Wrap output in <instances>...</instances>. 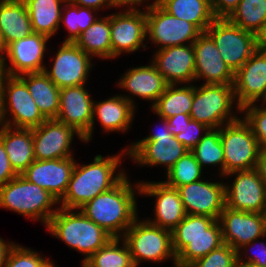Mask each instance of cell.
I'll list each match as a JSON object with an SVG mask.
<instances>
[{"instance_id":"1","label":"cell","mask_w":266,"mask_h":267,"mask_svg":"<svg viewBox=\"0 0 266 267\" xmlns=\"http://www.w3.org/2000/svg\"><path fill=\"white\" fill-rule=\"evenodd\" d=\"M122 155L128 156L127 149L118 155H101L94 157V162L85 165L75 163L71 179L59 207L80 209L97 195L110 190L117 185L126 173L122 170L115 173L121 165ZM115 174V175H114Z\"/></svg>"},{"instance_id":"2","label":"cell","mask_w":266,"mask_h":267,"mask_svg":"<svg viewBox=\"0 0 266 267\" xmlns=\"http://www.w3.org/2000/svg\"><path fill=\"white\" fill-rule=\"evenodd\" d=\"M133 186L126 175L117 185L97 195L80 210L112 237L121 238L138 218L135 195L140 194V186L139 183H136L135 189Z\"/></svg>"},{"instance_id":"3","label":"cell","mask_w":266,"mask_h":267,"mask_svg":"<svg viewBox=\"0 0 266 267\" xmlns=\"http://www.w3.org/2000/svg\"><path fill=\"white\" fill-rule=\"evenodd\" d=\"M48 232L84 255V263L112 236L79 209L58 207L47 226Z\"/></svg>"},{"instance_id":"4","label":"cell","mask_w":266,"mask_h":267,"mask_svg":"<svg viewBox=\"0 0 266 267\" xmlns=\"http://www.w3.org/2000/svg\"><path fill=\"white\" fill-rule=\"evenodd\" d=\"M58 201L46 190L17 175L0 187V207L9 209L47 226L58 208ZM53 209V210H52Z\"/></svg>"},{"instance_id":"5","label":"cell","mask_w":266,"mask_h":267,"mask_svg":"<svg viewBox=\"0 0 266 267\" xmlns=\"http://www.w3.org/2000/svg\"><path fill=\"white\" fill-rule=\"evenodd\" d=\"M138 219L121 237L129 248L135 267L139 266L142 260L161 263L169 258H172L176 267L171 231L155 226L148 220Z\"/></svg>"},{"instance_id":"6","label":"cell","mask_w":266,"mask_h":267,"mask_svg":"<svg viewBox=\"0 0 266 267\" xmlns=\"http://www.w3.org/2000/svg\"><path fill=\"white\" fill-rule=\"evenodd\" d=\"M234 102L236 104L232 85L201 84L197 87L193 84L190 117L210 129H219L239 118L232 111Z\"/></svg>"},{"instance_id":"7","label":"cell","mask_w":266,"mask_h":267,"mask_svg":"<svg viewBox=\"0 0 266 267\" xmlns=\"http://www.w3.org/2000/svg\"><path fill=\"white\" fill-rule=\"evenodd\" d=\"M0 87L4 125L13 128L32 129L47 120L38 109L27 85L18 76L0 73ZM8 112L11 114V120L6 117Z\"/></svg>"},{"instance_id":"8","label":"cell","mask_w":266,"mask_h":267,"mask_svg":"<svg viewBox=\"0 0 266 267\" xmlns=\"http://www.w3.org/2000/svg\"><path fill=\"white\" fill-rule=\"evenodd\" d=\"M220 139L224 152V175L256 169L261 147L244 118L224 124L220 128Z\"/></svg>"},{"instance_id":"9","label":"cell","mask_w":266,"mask_h":267,"mask_svg":"<svg viewBox=\"0 0 266 267\" xmlns=\"http://www.w3.org/2000/svg\"><path fill=\"white\" fill-rule=\"evenodd\" d=\"M205 32L212 38L233 73L257 50V36L234 25L227 18H216Z\"/></svg>"},{"instance_id":"10","label":"cell","mask_w":266,"mask_h":267,"mask_svg":"<svg viewBox=\"0 0 266 267\" xmlns=\"http://www.w3.org/2000/svg\"><path fill=\"white\" fill-rule=\"evenodd\" d=\"M145 8L147 39L157 45L158 50L187 42L193 44L202 33L194 24L168 14L155 1Z\"/></svg>"},{"instance_id":"11","label":"cell","mask_w":266,"mask_h":267,"mask_svg":"<svg viewBox=\"0 0 266 267\" xmlns=\"http://www.w3.org/2000/svg\"><path fill=\"white\" fill-rule=\"evenodd\" d=\"M110 36L112 45V59L123 53H134L140 47L145 50L146 11L124 9L110 15Z\"/></svg>"},{"instance_id":"12","label":"cell","mask_w":266,"mask_h":267,"mask_svg":"<svg viewBox=\"0 0 266 267\" xmlns=\"http://www.w3.org/2000/svg\"><path fill=\"white\" fill-rule=\"evenodd\" d=\"M91 59L74 42H63L55 54L52 68L46 67L44 72L59 89L85 85L93 66Z\"/></svg>"},{"instance_id":"13","label":"cell","mask_w":266,"mask_h":267,"mask_svg":"<svg viewBox=\"0 0 266 267\" xmlns=\"http://www.w3.org/2000/svg\"><path fill=\"white\" fill-rule=\"evenodd\" d=\"M74 135L85 142L84 137L73 127L56 119H47L32 128L33 150L36 160L64 159L73 157L70 150Z\"/></svg>"},{"instance_id":"14","label":"cell","mask_w":266,"mask_h":267,"mask_svg":"<svg viewBox=\"0 0 266 267\" xmlns=\"http://www.w3.org/2000/svg\"><path fill=\"white\" fill-rule=\"evenodd\" d=\"M49 37L31 33L28 37L16 40L7 46L6 55L0 63V73L8 76H20L26 73L42 72L44 53ZM9 60L11 65L8 66ZM8 66V67H7Z\"/></svg>"},{"instance_id":"15","label":"cell","mask_w":266,"mask_h":267,"mask_svg":"<svg viewBox=\"0 0 266 267\" xmlns=\"http://www.w3.org/2000/svg\"><path fill=\"white\" fill-rule=\"evenodd\" d=\"M232 86L238 113L258 99L266 105V52L257 49L234 73Z\"/></svg>"},{"instance_id":"16","label":"cell","mask_w":266,"mask_h":267,"mask_svg":"<svg viewBox=\"0 0 266 267\" xmlns=\"http://www.w3.org/2000/svg\"><path fill=\"white\" fill-rule=\"evenodd\" d=\"M233 175L232 185L225 183V206L233 210L261 213L266 205V183L258 171H235L224 177Z\"/></svg>"},{"instance_id":"17","label":"cell","mask_w":266,"mask_h":267,"mask_svg":"<svg viewBox=\"0 0 266 267\" xmlns=\"http://www.w3.org/2000/svg\"><path fill=\"white\" fill-rule=\"evenodd\" d=\"M128 156L142 166H163L166 173L189 150L174 135L147 136L126 148Z\"/></svg>"},{"instance_id":"18","label":"cell","mask_w":266,"mask_h":267,"mask_svg":"<svg viewBox=\"0 0 266 267\" xmlns=\"http://www.w3.org/2000/svg\"><path fill=\"white\" fill-rule=\"evenodd\" d=\"M186 214L218 218L225 207V183L199 180L177 188Z\"/></svg>"},{"instance_id":"19","label":"cell","mask_w":266,"mask_h":267,"mask_svg":"<svg viewBox=\"0 0 266 267\" xmlns=\"http://www.w3.org/2000/svg\"><path fill=\"white\" fill-rule=\"evenodd\" d=\"M75 163L73 157L35 160L20 175L48 191L59 202L67 190Z\"/></svg>"},{"instance_id":"20","label":"cell","mask_w":266,"mask_h":267,"mask_svg":"<svg viewBox=\"0 0 266 267\" xmlns=\"http://www.w3.org/2000/svg\"><path fill=\"white\" fill-rule=\"evenodd\" d=\"M139 186L141 195L156 197L155 219H147L149 223L172 231L187 215L177 188L168 186L164 181H141Z\"/></svg>"},{"instance_id":"21","label":"cell","mask_w":266,"mask_h":267,"mask_svg":"<svg viewBox=\"0 0 266 267\" xmlns=\"http://www.w3.org/2000/svg\"><path fill=\"white\" fill-rule=\"evenodd\" d=\"M218 221L223 243L237 252L244 245L265 236L261 213L233 210L225 206Z\"/></svg>"},{"instance_id":"22","label":"cell","mask_w":266,"mask_h":267,"mask_svg":"<svg viewBox=\"0 0 266 267\" xmlns=\"http://www.w3.org/2000/svg\"><path fill=\"white\" fill-rule=\"evenodd\" d=\"M152 63L168 85L195 82V52L193 44L156 50Z\"/></svg>"},{"instance_id":"23","label":"cell","mask_w":266,"mask_h":267,"mask_svg":"<svg viewBox=\"0 0 266 267\" xmlns=\"http://www.w3.org/2000/svg\"><path fill=\"white\" fill-rule=\"evenodd\" d=\"M195 52V82L202 78L203 84L232 85L234 73L222 59L212 38L202 32L193 42Z\"/></svg>"},{"instance_id":"24","label":"cell","mask_w":266,"mask_h":267,"mask_svg":"<svg viewBox=\"0 0 266 267\" xmlns=\"http://www.w3.org/2000/svg\"><path fill=\"white\" fill-rule=\"evenodd\" d=\"M93 103L84 85L62 88L56 120L75 128L84 137L92 126Z\"/></svg>"},{"instance_id":"25","label":"cell","mask_w":266,"mask_h":267,"mask_svg":"<svg viewBox=\"0 0 266 267\" xmlns=\"http://www.w3.org/2000/svg\"><path fill=\"white\" fill-rule=\"evenodd\" d=\"M131 96L115 95L93 103V121L90 131L84 136L85 142L92 138L96 118L106 132L128 131L134 119L135 106ZM95 116H97L95 118Z\"/></svg>"},{"instance_id":"26","label":"cell","mask_w":266,"mask_h":267,"mask_svg":"<svg viewBox=\"0 0 266 267\" xmlns=\"http://www.w3.org/2000/svg\"><path fill=\"white\" fill-rule=\"evenodd\" d=\"M118 82L117 86L129 91L133 96L153 102L151 107L168 85L152 62L150 65L129 69Z\"/></svg>"},{"instance_id":"27","label":"cell","mask_w":266,"mask_h":267,"mask_svg":"<svg viewBox=\"0 0 266 267\" xmlns=\"http://www.w3.org/2000/svg\"><path fill=\"white\" fill-rule=\"evenodd\" d=\"M0 140L8 154L11 167L18 175L36 160L32 129L13 128L2 124Z\"/></svg>"},{"instance_id":"28","label":"cell","mask_w":266,"mask_h":267,"mask_svg":"<svg viewBox=\"0 0 266 267\" xmlns=\"http://www.w3.org/2000/svg\"><path fill=\"white\" fill-rule=\"evenodd\" d=\"M0 31L6 46L33 33L23 0H0Z\"/></svg>"},{"instance_id":"29","label":"cell","mask_w":266,"mask_h":267,"mask_svg":"<svg viewBox=\"0 0 266 267\" xmlns=\"http://www.w3.org/2000/svg\"><path fill=\"white\" fill-rule=\"evenodd\" d=\"M26 85L38 109L46 119H56L59 113L60 89L42 72L18 76Z\"/></svg>"},{"instance_id":"30","label":"cell","mask_w":266,"mask_h":267,"mask_svg":"<svg viewBox=\"0 0 266 267\" xmlns=\"http://www.w3.org/2000/svg\"><path fill=\"white\" fill-rule=\"evenodd\" d=\"M168 14L194 24L205 32L216 19L210 0H155Z\"/></svg>"},{"instance_id":"31","label":"cell","mask_w":266,"mask_h":267,"mask_svg":"<svg viewBox=\"0 0 266 267\" xmlns=\"http://www.w3.org/2000/svg\"><path fill=\"white\" fill-rule=\"evenodd\" d=\"M32 30L49 38L60 29V18L66 0H23ZM62 4V5H61Z\"/></svg>"},{"instance_id":"32","label":"cell","mask_w":266,"mask_h":267,"mask_svg":"<svg viewBox=\"0 0 266 267\" xmlns=\"http://www.w3.org/2000/svg\"><path fill=\"white\" fill-rule=\"evenodd\" d=\"M106 16L98 17L74 42L91 58L112 59L110 15Z\"/></svg>"},{"instance_id":"33","label":"cell","mask_w":266,"mask_h":267,"mask_svg":"<svg viewBox=\"0 0 266 267\" xmlns=\"http://www.w3.org/2000/svg\"><path fill=\"white\" fill-rule=\"evenodd\" d=\"M167 85L165 91L152 106L158 116L170 118L178 114H189L193 102V85Z\"/></svg>"},{"instance_id":"34","label":"cell","mask_w":266,"mask_h":267,"mask_svg":"<svg viewBox=\"0 0 266 267\" xmlns=\"http://www.w3.org/2000/svg\"><path fill=\"white\" fill-rule=\"evenodd\" d=\"M222 244V236L172 238V246L176 255V267H188L195 260L206 256Z\"/></svg>"},{"instance_id":"35","label":"cell","mask_w":266,"mask_h":267,"mask_svg":"<svg viewBox=\"0 0 266 267\" xmlns=\"http://www.w3.org/2000/svg\"><path fill=\"white\" fill-rule=\"evenodd\" d=\"M120 241L122 243H119ZM84 264L88 267H135L126 242L119 237H112Z\"/></svg>"},{"instance_id":"36","label":"cell","mask_w":266,"mask_h":267,"mask_svg":"<svg viewBox=\"0 0 266 267\" xmlns=\"http://www.w3.org/2000/svg\"><path fill=\"white\" fill-rule=\"evenodd\" d=\"M227 19L257 36L266 24V0H240Z\"/></svg>"},{"instance_id":"37","label":"cell","mask_w":266,"mask_h":267,"mask_svg":"<svg viewBox=\"0 0 266 267\" xmlns=\"http://www.w3.org/2000/svg\"><path fill=\"white\" fill-rule=\"evenodd\" d=\"M191 152L202 169L204 165H215V167L217 165L220 167V176L224 177V152L220 139V128L209 129Z\"/></svg>"},{"instance_id":"38","label":"cell","mask_w":266,"mask_h":267,"mask_svg":"<svg viewBox=\"0 0 266 267\" xmlns=\"http://www.w3.org/2000/svg\"><path fill=\"white\" fill-rule=\"evenodd\" d=\"M172 238H198L199 236H222L217 219L204 215L187 214L171 231Z\"/></svg>"},{"instance_id":"39","label":"cell","mask_w":266,"mask_h":267,"mask_svg":"<svg viewBox=\"0 0 266 267\" xmlns=\"http://www.w3.org/2000/svg\"><path fill=\"white\" fill-rule=\"evenodd\" d=\"M62 11L64 12L61 13L60 23L63 22L69 31L68 37L64 42H75L81 33L98 19L92 14L96 10L75 5L69 0H66L63 4Z\"/></svg>"},{"instance_id":"40","label":"cell","mask_w":266,"mask_h":267,"mask_svg":"<svg viewBox=\"0 0 266 267\" xmlns=\"http://www.w3.org/2000/svg\"><path fill=\"white\" fill-rule=\"evenodd\" d=\"M204 169L196 160L194 154L188 151L184 156L176 161L173 167L167 172L166 180L168 186L178 188L182 185L201 180Z\"/></svg>"},{"instance_id":"41","label":"cell","mask_w":266,"mask_h":267,"mask_svg":"<svg viewBox=\"0 0 266 267\" xmlns=\"http://www.w3.org/2000/svg\"><path fill=\"white\" fill-rule=\"evenodd\" d=\"M4 267H56L49 259L27 247L14 244Z\"/></svg>"},{"instance_id":"42","label":"cell","mask_w":266,"mask_h":267,"mask_svg":"<svg viewBox=\"0 0 266 267\" xmlns=\"http://www.w3.org/2000/svg\"><path fill=\"white\" fill-rule=\"evenodd\" d=\"M238 261V252L230 245L223 243L191 263L188 267H235Z\"/></svg>"},{"instance_id":"43","label":"cell","mask_w":266,"mask_h":267,"mask_svg":"<svg viewBox=\"0 0 266 267\" xmlns=\"http://www.w3.org/2000/svg\"><path fill=\"white\" fill-rule=\"evenodd\" d=\"M262 105L261 107L256 103L246 105L240 113H246L243 118L250 125L261 148L266 147V106Z\"/></svg>"},{"instance_id":"44","label":"cell","mask_w":266,"mask_h":267,"mask_svg":"<svg viewBox=\"0 0 266 267\" xmlns=\"http://www.w3.org/2000/svg\"><path fill=\"white\" fill-rule=\"evenodd\" d=\"M209 129L210 128H208L205 124L191 119L190 122L185 124V126L181 129V133L175 135V137L189 151H191Z\"/></svg>"},{"instance_id":"45","label":"cell","mask_w":266,"mask_h":267,"mask_svg":"<svg viewBox=\"0 0 266 267\" xmlns=\"http://www.w3.org/2000/svg\"><path fill=\"white\" fill-rule=\"evenodd\" d=\"M264 238H266V236H264ZM259 240H254L252 242H250L249 244H246L242 247V249L244 248V250L248 253V248H254V246L259 243L261 246H259L258 244L256 245L257 247L259 246V250L257 249V251L255 252V254H251L248 256L247 259H243V255L241 253V251H238V261L237 262H242V263H249V264H253L257 267H266V243L264 244V242H258ZM257 242V243H256ZM254 245V246H253ZM248 247V248H247ZM256 250V248H255ZM254 255V256H253Z\"/></svg>"},{"instance_id":"46","label":"cell","mask_w":266,"mask_h":267,"mask_svg":"<svg viewBox=\"0 0 266 267\" xmlns=\"http://www.w3.org/2000/svg\"><path fill=\"white\" fill-rule=\"evenodd\" d=\"M17 175L18 174L11 167L8 154L4 149L2 141L0 140V187L5 185Z\"/></svg>"},{"instance_id":"47","label":"cell","mask_w":266,"mask_h":267,"mask_svg":"<svg viewBox=\"0 0 266 267\" xmlns=\"http://www.w3.org/2000/svg\"><path fill=\"white\" fill-rule=\"evenodd\" d=\"M240 0H210L215 18H228Z\"/></svg>"},{"instance_id":"48","label":"cell","mask_w":266,"mask_h":267,"mask_svg":"<svg viewBox=\"0 0 266 267\" xmlns=\"http://www.w3.org/2000/svg\"><path fill=\"white\" fill-rule=\"evenodd\" d=\"M192 118L189 114H178L176 116L167 118L169 123L168 130L175 136L181 133V129L188 124Z\"/></svg>"},{"instance_id":"49","label":"cell","mask_w":266,"mask_h":267,"mask_svg":"<svg viewBox=\"0 0 266 267\" xmlns=\"http://www.w3.org/2000/svg\"><path fill=\"white\" fill-rule=\"evenodd\" d=\"M69 1L78 6L94 9L97 12L101 10V8H104L105 6L106 8L113 7L112 4L110 3V0H69Z\"/></svg>"},{"instance_id":"50","label":"cell","mask_w":266,"mask_h":267,"mask_svg":"<svg viewBox=\"0 0 266 267\" xmlns=\"http://www.w3.org/2000/svg\"><path fill=\"white\" fill-rule=\"evenodd\" d=\"M256 170L260 178L266 183V147L260 149Z\"/></svg>"},{"instance_id":"51","label":"cell","mask_w":266,"mask_h":267,"mask_svg":"<svg viewBox=\"0 0 266 267\" xmlns=\"http://www.w3.org/2000/svg\"><path fill=\"white\" fill-rule=\"evenodd\" d=\"M147 1V0H146ZM149 1V0H148ZM145 3V0H110V3L113 7H126V9H137L142 3Z\"/></svg>"},{"instance_id":"52","label":"cell","mask_w":266,"mask_h":267,"mask_svg":"<svg viewBox=\"0 0 266 267\" xmlns=\"http://www.w3.org/2000/svg\"><path fill=\"white\" fill-rule=\"evenodd\" d=\"M15 243L13 242H5L1 237H0V267H4L7 261L8 254L12 248V246Z\"/></svg>"},{"instance_id":"53","label":"cell","mask_w":266,"mask_h":267,"mask_svg":"<svg viewBox=\"0 0 266 267\" xmlns=\"http://www.w3.org/2000/svg\"><path fill=\"white\" fill-rule=\"evenodd\" d=\"M161 119V128L159 130H156L149 136H162V135H173L169 130V123L166 118L158 116ZM163 124V125H162Z\"/></svg>"},{"instance_id":"54","label":"cell","mask_w":266,"mask_h":267,"mask_svg":"<svg viewBox=\"0 0 266 267\" xmlns=\"http://www.w3.org/2000/svg\"><path fill=\"white\" fill-rule=\"evenodd\" d=\"M257 49L266 52V24L257 35Z\"/></svg>"},{"instance_id":"55","label":"cell","mask_w":266,"mask_h":267,"mask_svg":"<svg viewBox=\"0 0 266 267\" xmlns=\"http://www.w3.org/2000/svg\"><path fill=\"white\" fill-rule=\"evenodd\" d=\"M6 51H7V46L5 45L3 38H2V34L0 31V63L3 61L5 55H6Z\"/></svg>"},{"instance_id":"56","label":"cell","mask_w":266,"mask_h":267,"mask_svg":"<svg viewBox=\"0 0 266 267\" xmlns=\"http://www.w3.org/2000/svg\"><path fill=\"white\" fill-rule=\"evenodd\" d=\"M261 216H262V219H263L264 235L266 236V205H265L264 209L261 212Z\"/></svg>"},{"instance_id":"57","label":"cell","mask_w":266,"mask_h":267,"mask_svg":"<svg viewBox=\"0 0 266 267\" xmlns=\"http://www.w3.org/2000/svg\"><path fill=\"white\" fill-rule=\"evenodd\" d=\"M235 267H257L253 264L237 262Z\"/></svg>"},{"instance_id":"58","label":"cell","mask_w":266,"mask_h":267,"mask_svg":"<svg viewBox=\"0 0 266 267\" xmlns=\"http://www.w3.org/2000/svg\"><path fill=\"white\" fill-rule=\"evenodd\" d=\"M3 124L2 121V112H1V87H0V126Z\"/></svg>"},{"instance_id":"59","label":"cell","mask_w":266,"mask_h":267,"mask_svg":"<svg viewBox=\"0 0 266 267\" xmlns=\"http://www.w3.org/2000/svg\"><path fill=\"white\" fill-rule=\"evenodd\" d=\"M82 265H81V267H88V266H86L84 263H81Z\"/></svg>"}]
</instances>
